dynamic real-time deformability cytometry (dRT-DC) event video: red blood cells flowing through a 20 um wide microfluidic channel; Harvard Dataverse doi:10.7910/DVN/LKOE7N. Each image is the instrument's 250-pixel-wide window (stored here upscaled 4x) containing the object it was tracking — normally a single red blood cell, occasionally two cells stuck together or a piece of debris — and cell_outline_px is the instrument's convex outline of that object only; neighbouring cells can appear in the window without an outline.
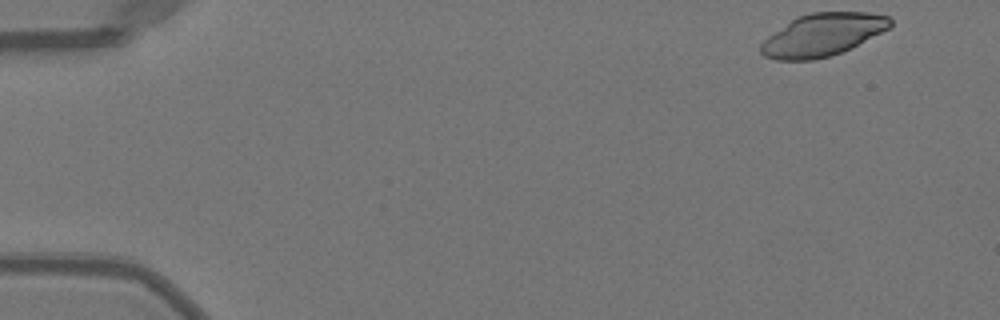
{"species": "Egyptian fruit bat (a non-hibernating species)", "species_latin": "Rousettus aegyptiacus", "temperature_condition": "warm", "stored_images_in_passage": 48, "camera_frame_rate_fps": 3000, "um_per_image_px": 0.085, "animal": {"sex": "female"}, "frame": {"image": 1, "passage_image": 1, "time_ms": 0.0, "image_size_px": [1000, 320], "cell_outline_px": [[892, 24], [888, 28], [840, 52], [828, 56], [812, 60], [776, 60], [764, 56], [760, 52], [760, 44], [768, 36], [792, 20], [800, 16], [812, 12], [868, 12], [892, 16]], "centroid_in_image_um": [69.9, 2.95], "position_along_channel_um": 15.1, "area_um2": 31.5}}